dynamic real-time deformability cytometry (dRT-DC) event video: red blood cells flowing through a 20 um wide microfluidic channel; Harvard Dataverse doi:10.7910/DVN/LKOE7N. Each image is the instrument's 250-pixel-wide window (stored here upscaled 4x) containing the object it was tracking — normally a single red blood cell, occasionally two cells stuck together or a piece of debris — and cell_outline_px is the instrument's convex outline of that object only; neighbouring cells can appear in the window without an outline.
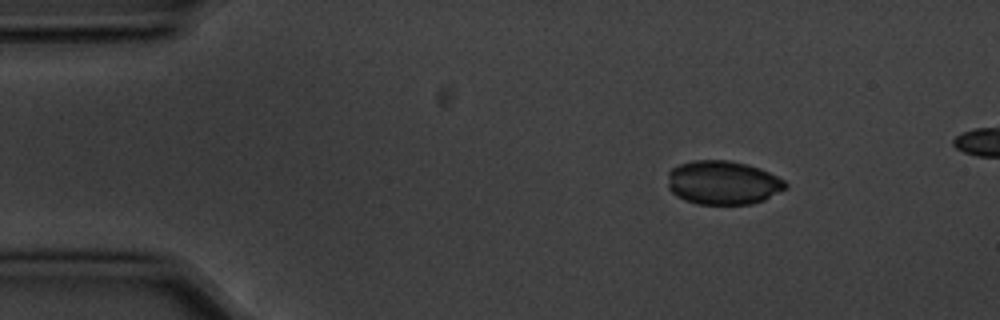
{"species": "common noctule bat (a hibernating species)", "species_latin": "Nyctalus noctula", "temperature_condition": "cold", "stored_images_in_passage": 4, "segment_of_instrument_passage": [1, 2], "camera_frame_rate_fps": 3000, "um_per_image_px": 0.085, "animal": {"sex": "male", "body_mass_g": 20.1, "forearm_length_mm": 53.5}, "frame": {"image": 1, "passage_image": 1, "time_ms": 0.0, "image_size_px": [1000, 320], "cell_outline_px": [[788, 188], [764, 200], [752, 204], [696, 204], [684, 200], [676, 196], [668, 188], [668, 172], [672, 168], [680, 164], [692, 160], [728, 160], [748, 164], [760, 168], [784, 180], [788, 184]], "centroid_in_image_um": [61.45, 15.53], "position_along_channel_um": 23.5, "area_um2": 30.35}}